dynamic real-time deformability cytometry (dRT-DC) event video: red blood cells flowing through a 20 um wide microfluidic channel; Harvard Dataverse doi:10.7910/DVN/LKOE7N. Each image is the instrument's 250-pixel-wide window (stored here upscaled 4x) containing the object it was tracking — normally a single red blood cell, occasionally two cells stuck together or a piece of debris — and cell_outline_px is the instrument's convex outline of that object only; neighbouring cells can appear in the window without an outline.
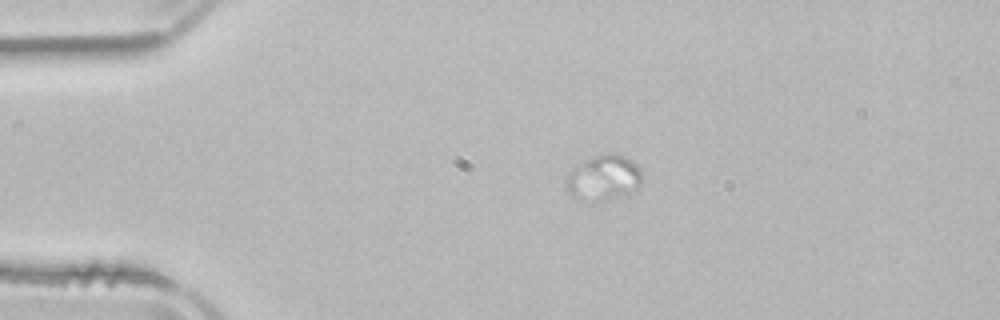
{"species": "common noctule bat (a hibernating species)", "species_latin": "Nyctalus noctula", "temperature_condition": "room temperature", "stored_images_in_passage": 3, "camera_frame_rate_fps": 3000, "um_per_image_px": 0.085, "animal": {"sex": "male", "body_mass_g": 21.5, "forearm_length_mm": 52.0}, "frame": {"image": 1, "passage_image": 2, "time_ms": 1.333, "image_size_px": [1000, 320], "cell_outline_px": [[640, 180], [636, 188], [628, 192], [592, 204], [572, 196], [568, 188], [568, 172], [576, 164], [584, 160], [596, 156], [624, 156], [636, 164], [640, 168]], "centroid_in_image_um": [51.25, 15.15], "position_along_channel_um": 33.8, "area_um2": 19.25}}